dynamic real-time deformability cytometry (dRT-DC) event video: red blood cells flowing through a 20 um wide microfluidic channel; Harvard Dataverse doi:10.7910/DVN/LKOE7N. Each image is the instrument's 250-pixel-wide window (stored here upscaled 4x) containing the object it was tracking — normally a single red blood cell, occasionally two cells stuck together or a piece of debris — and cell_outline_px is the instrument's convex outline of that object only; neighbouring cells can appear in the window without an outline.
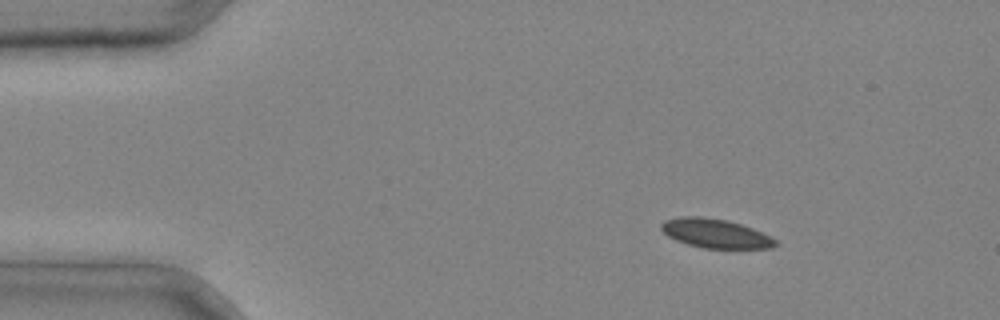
{"species": "common noctule bat (a hibernating species)", "species_latin": "Nyctalus noctula", "temperature_condition": "cold", "stored_images_in_passage": 3, "camera_frame_rate_fps": 3000, "um_per_image_px": 0.085, "animal": {"sex": "male", "body_mass_g": 20.4}, "frame": {"image": 1, "passage_image": 1, "time_ms": 0.0, "image_size_px": [1000, 320], "cell_outline_px": [[780, 244], [772, 248], [704, 248], [688, 244], [676, 240], [668, 236], [660, 228], [660, 224], [664, 220], [680, 216], [700, 216], [728, 220], [752, 228], [772, 236]], "centroid_in_image_um": [60.83, 19.83], "position_along_channel_um": 24.2, "area_um2": 19.48}}